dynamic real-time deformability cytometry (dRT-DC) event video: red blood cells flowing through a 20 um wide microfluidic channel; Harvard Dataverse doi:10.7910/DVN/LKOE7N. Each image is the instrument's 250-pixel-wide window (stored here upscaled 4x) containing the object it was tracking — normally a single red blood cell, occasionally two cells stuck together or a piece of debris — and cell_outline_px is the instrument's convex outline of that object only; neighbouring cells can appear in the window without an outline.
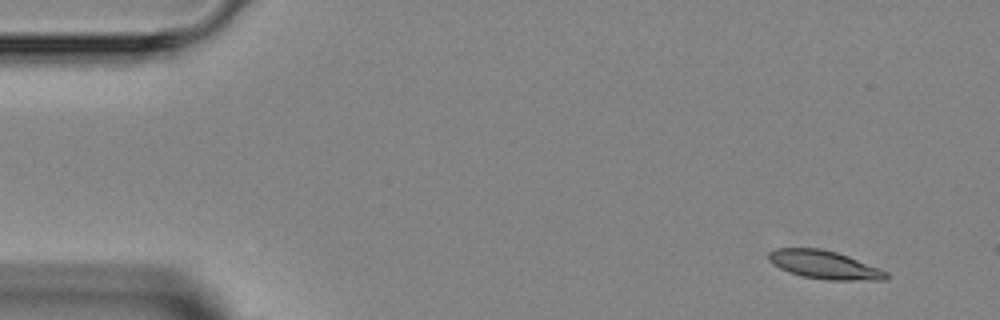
{"species": "Egyptian fruit bat (a non-hibernating species)", "species_latin": "Rousettus aegyptiacus", "temperature_condition": "room temperature", "stored_images_in_passage": 7, "camera_frame_rate_fps": 3000, "um_per_image_px": 0.085, "animal": {"sex": "female"}, "frame": {"image": 1, "passage_image": 1, "time_ms": 0.0, "image_size_px": [1000, 320], "cell_outline_px": [[888, 276], [884, 280], [828, 280], [804, 276], [788, 272], [772, 264], [768, 260], [768, 252], [776, 248], [820, 248], [836, 252], [848, 256], [880, 268], [888, 272]], "centroid_in_image_um": [70.06, 22.5], "position_along_channel_um": 14.9, "area_um2": 19.36}}
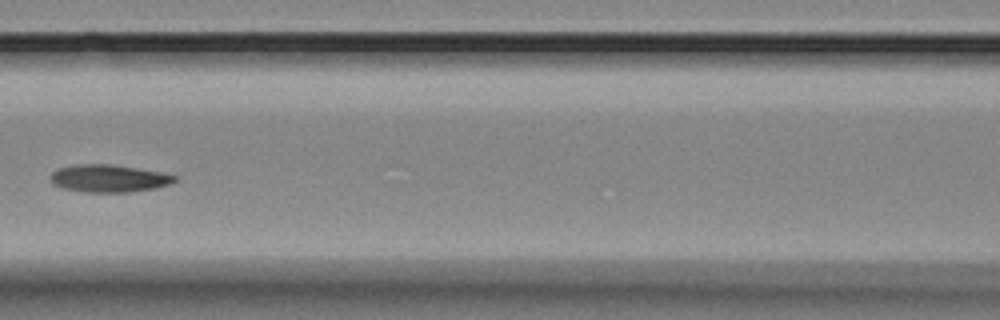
{"frame": {"image": 2, "passage_image": 6, "time_ms": 6.0, "image_size_px": [1000, 320], "cell_outline_px": [[176, 180], [168, 184], [156, 188], [128, 192], [84, 192], [64, 188], [52, 184], [48, 180], [48, 176], [56, 168], [72, 164], [112, 164], [160, 172], [176, 176]], "centroid_in_image_um": [9.15, 15.15], "position_along_channel_um": 157.4, "area_um2": 20.06}}
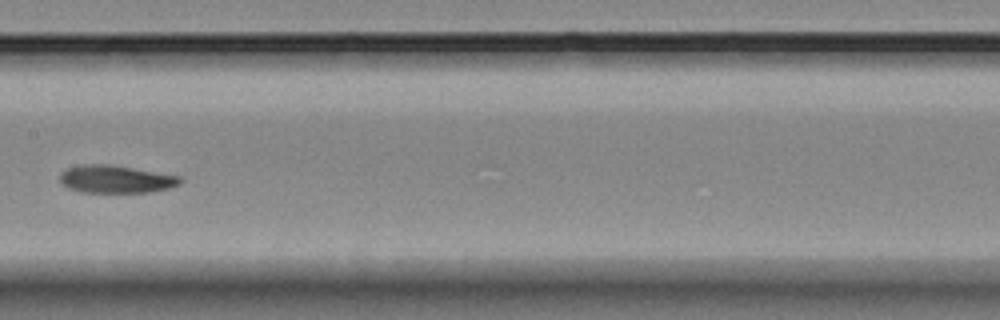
{"frame": {"image": 3, "passage_image": 7, "time_ms": 7.0, "image_size_px": [1000, 320], "cell_outline_px": [[184, 180], [180, 184], [168, 188], [148, 192], [80, 192], [68, 188], [60, 184], [60, 172], [68, 168], [84, 164], [108, 164], [180, 176]], "centroid_in_image_um": [9.82, 15.23], "position_along_channel_um": 197.6, "area_um2": 19.36}}